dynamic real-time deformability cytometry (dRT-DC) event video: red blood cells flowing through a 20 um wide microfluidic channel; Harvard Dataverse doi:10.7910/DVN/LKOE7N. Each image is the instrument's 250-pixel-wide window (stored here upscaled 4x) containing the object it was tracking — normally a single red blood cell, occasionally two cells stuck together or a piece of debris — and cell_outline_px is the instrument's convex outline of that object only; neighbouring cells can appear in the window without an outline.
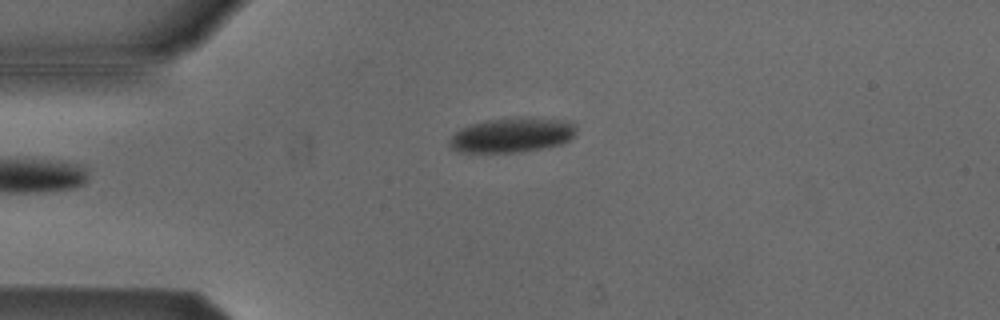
{"species": "Egyptian fruit bat (a non-hibernating species)", "species_latin": "Rousettus aegyptiacus", "temperature_condition": "cold", "stored_images_in_passage": 37, "camera_frame_rate_fps": 3000, "um_per_image_px": 0.085, "animal": {"sex": "male"}, "frame": {"image": 1, "passage_image": 1, "time_ms": 0.0, "image_size_px": [1000, 320], "cell_outline_px": [[576, 132], [568, 140], [560, 144], [540, 148], [512, 152], [456, 152], [448, 148], [448, 140], [460, 128], [484, 120], [520, 116], [528, 116], [572, 120], [576, 124]], "centroid_in_image_um": [43.51, 11.44], "position_along_channel_um": 41.5, "area_um2": 26.13}}
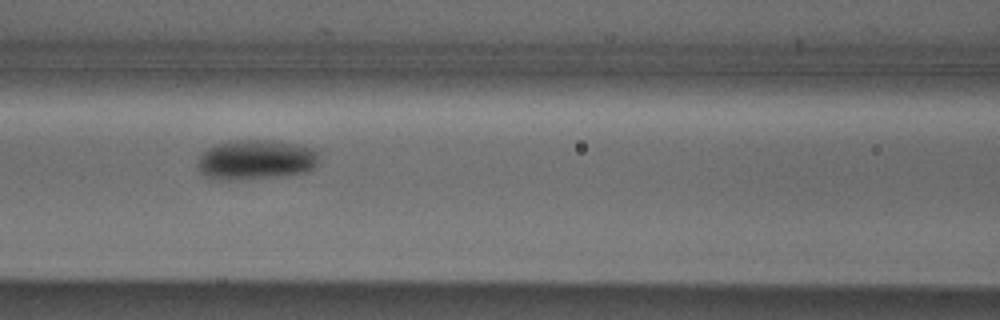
{"frame": {"image": 2, "passage_image": 11, "time_ms": 3.333, "image_size_px": [1000, 320], "cell_outline_px": [[320, 156], [316, 164], [312, 168], [304, 172], [272, 176], [224, 180], [216, 180], [204, 176], [200, 172], [200, 156], [208, 148], [216, 144], [236, 140], [272, 140], [296, 144], [316, 148], [320, 152]], "centroid_in_image_um": [21.78, 13.55], "position_along_channel_um": 144.8, "area_um2": 27.86}}
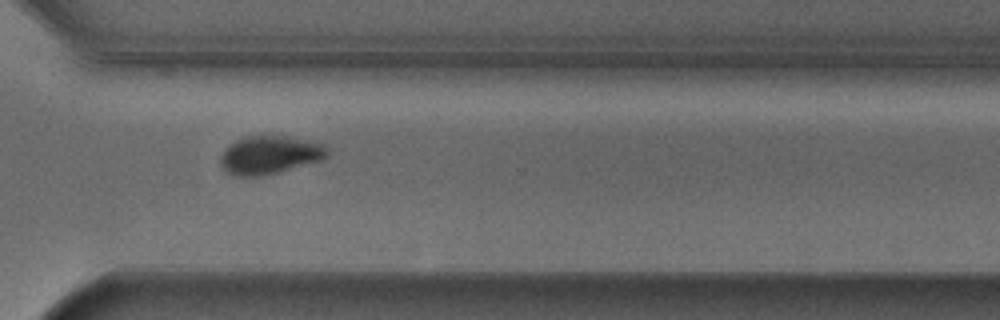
{"frame": {"image": 3, "passage_image": 27, "time_ms": 8.667, "image_size_px": [1000, 320], "cell_outline_px": [[328, 156], [320, 160], [276, 172], [256, 176], [232, 176], [220, 164], [220, 156], [224, 148], [228, 144], [244, 136], [268, 132], [280, 132], [324, 144], [328, 148]], "centroid_in_image_um": [22.91, 13.08], "position_along_channel_um": 347.7, "area_um2": 24.74}, "authors_computed_cell_mechanics": {"area_um2": 26.1834, "velocity_mm_per_s": 3.8065, "shape_relaxation_time_tau1_ms": 2.0508, "shape_relaxation_time_tau2_ms": null, "deformation_change_tau1": 0.082, "deformation_change_tau2": null}}